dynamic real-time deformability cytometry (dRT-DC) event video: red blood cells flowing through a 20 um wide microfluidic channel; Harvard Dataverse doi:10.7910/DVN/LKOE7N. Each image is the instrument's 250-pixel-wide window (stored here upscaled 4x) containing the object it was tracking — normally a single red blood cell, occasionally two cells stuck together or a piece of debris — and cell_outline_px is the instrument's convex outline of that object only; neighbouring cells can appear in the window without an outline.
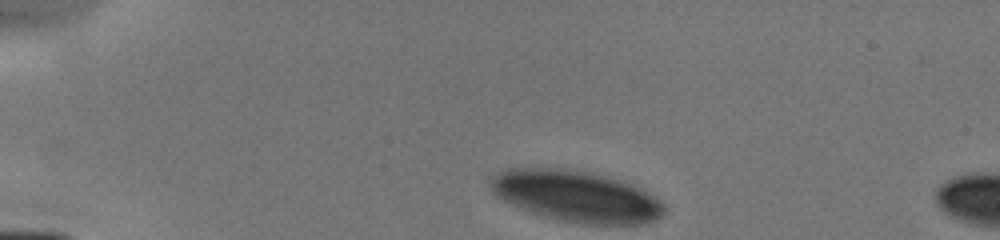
{"species": "human", "species_latin": "Homo sapiens", "temperature_condition": "cold", "stored_images_in_passage": 2, "camera_frame_rate_fps": 3000, "um_per_image_px": 0.085, "donor": {"sex": "male"}, "frame": {"image": 1, "passage_image": 1, "time_ms": 0.0, "image_size_px": [1000, 240], "cell_outline_px": [[668, 208], [656, 220], [640, 224], [584, 224], [544, 216], [532, 212], [512, 204], [496, 196], [488, 184], [488, 176], [508, 168], [564, 168], [604, 176], [620, 180], [644, 188], [656, 196]], "centroid_in_image_um": [49.0, 16.67], "position_along_channel_um": 36.0, "area_um2": 51.96}}